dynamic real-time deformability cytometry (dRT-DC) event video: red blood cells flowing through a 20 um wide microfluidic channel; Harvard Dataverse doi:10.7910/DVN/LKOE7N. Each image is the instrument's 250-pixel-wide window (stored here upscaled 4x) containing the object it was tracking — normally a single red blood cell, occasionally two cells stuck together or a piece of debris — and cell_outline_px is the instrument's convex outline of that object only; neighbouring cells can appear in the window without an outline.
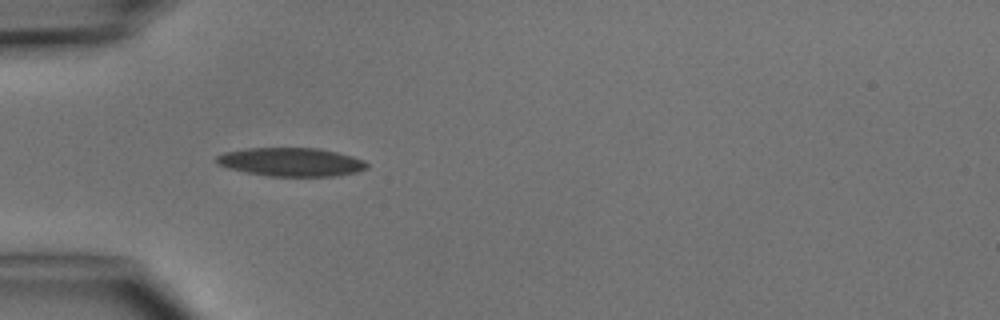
{"species": "common noctule bat (a hibernating species)", "species_latin": "Nyctalus noctula", "temperature_condition": "cold", "stored_images_in_passage": 2, "camera_frame_rate_fps": 3000, "um_per_image_px": 0.085, "animal": {"sex": "male", "body_mass_g": 15.6}, "frame": {"image": 1, "passage_image": 1, "time_ms": 0.0, "image_size_px": [1000, 320], "cell_outline_px": [[368, 168], [356, 172], [340, 176], [268, 176], [228, 168], [220, 164], [216, 160], [216, 156], [224, 152], [248, 148], [320, 148], [352, 156], [364, 160], [368, 164]], "centroid_in_image_um": [24.79, 13.77], "position_along_channel_um": 60.2, "area_um2": 24.97}}